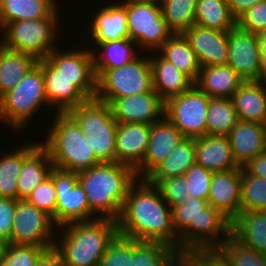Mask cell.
Returning <instances> with one entry per match:
<instances>
[{"label": "cell", "instance_id": "obj_1", "mask_svg": "<svg viewBox=\"0 0 266 266\" xmlns=\"http://www.w3.org/2000/svg\"><path fill=\"white\" fill-rule=\"evenodd\" d=\"M116 222L118 237L127 256L175 257L179 260V237L173 228L172 209L157 186L145 178H138L130 185Z\"/></svg>", "mask_w": 266, "mask_h": 266}, {"label": "cell", "instance_id": "obj_2", "mask_svg": "<svg viewBox=\"0 0 266 266\" xmlns=\"http://www.w3.org/2000/svg\"><path fill=\"white\" fill-rule=\"evenodd\" d=\"M60 228L62 232L54 247L63 266H119L128 257L114 220L97 218Z\"/></svg>", "mask_w": 266, "mask_h": 266}, {"label": "cell", "instance_id": "obj_3", "mask_svg": "<svg viewBox=\"0 0 266 266\" xmlns=\"http://www.w3.org/2000/svg\"><path fill=\"white\" fill-rule=\"evenodd\" d=\"M172 224L179 237V260L196 249L219 248L231 235V221L195 197L172 208Z\"/></svg>", "mask_w": 266, "mask_h": 266}, {"label": "cell", "instance_id": "obj_4", "mask_svg": "<svg viewBox=\"0 0 266 266\" xmlns=\"http://www.w3.org/2000/svg\"><path fill=\"white\" fill-rule=\"evenodd\" d=\"M92 214L100 219L117 221L130 185L137 179L135 171L117 162L99 163L77 172Z\"/></svg>", "mask_w": 266, "mask_h": 266}, {"label": "cell", "instance_id": "obj_5", "mask_svg": "<svg viewBox=\"0 0 266 266\" xmlns=\"http://www.w3.org/2000/svg\"><path fill=\"white\" fill-rule=\"evenodd\" d=\"M41 144L48 150L54 167L79 172L100 162L90 150L88 137L67 113H57Z\"/></svg>", "mask_w": 266, "mask_h": 266}, {"label": "cell", "instance_id": "obj_6", "mask_svg": "<svg viewBox=\"0 0 266 266\" xmlns=\"http://www.w3.org/2000/svg\"><path fill=\"white\" fill-rule=\"evenodd\" d=\"M88 137L90 150L100 163L116 162L118 123L109 104L90 99L66 112Z\"/></svg>", "mask_w": 266, "mask_h": 266}, {"label": "cell", "instance_id": "obj_7", "mask_svg": "<svg viewBox=\"0 0 266 266\" xmlns=\"http://www.w3.org/2000/svg\"><path fill=\"white\" fill-rule=\"evenodd\" d=\"M94 72L95 99L109 105L116 98L139 95L154 89L150 58L146 56H138L121 67Z\"/></svg>", "mask_w": 266, "mask_h": 266}, {"label": "cell", "instance_id": "obj_8", "mask_svg": "<svg viewBox=\"0 0 266 266\" xmlns=\"http://www.w3.org/2000/svg\"><path fill=\"white\" fill-rule=\"evenodd\" d=\"M44 103L48 105L43 70L36 64L0 98V121L2 119L12 129L19 131L25 128Z\"/></svg>", "mask_w": 266, "mask_h": 266}, {"label": "cell", "instance_id": "obj_9", "mask_svg": "<svg viewBox=\"0 0 266 266\" xmlns=\"http://www.w3.org/2000/svg\"><path fill=\"white\" fill-rule=\"evenodd\" d=\"M58 11L59 8H56L48 17L40 19L8 23L2 29V45L13 51L31 54L38 60L46 58L55 49Z\"/></svg>", "mask_w": 266, "mask_h": 266}, {"label": "cell", "instance_id": "obj_10", "mask_svg": "<svg viewBox=\"0 0 266 266\" xmlns=\"http://www.w3.org/2000/svg\"><path fill=\"white\" fill-rule=\"evenodd\" d=\"M129 39L139 48L158 51L174 34L163 18L160 2L126 0Z\"/></svg>", "mask_w": 266, "mask_h": 266}, {"label": "cell", "instance_id": "obj_11", "mask_svg": "<svg viewBox=\"0 0 266 266\" xmlns=\"http://www.w3.org/2000/svg\"><path fill=\"white\" fill-rule=\"evenodd\" d=\"M209 102L210 97L193 84L165 103V116L185 138H200L207 135Z\"/></svg>", "mask_w": 266, "mask_h": 266}, {"label": "cell", "instance_id": "obj_12", "mask_svg": "<svg viewBox=\"0 0 266 266\" xmlns=\"http://www.w3.org/2000/svg\"><path fill=\"white\" fill-rule=\"evenodd\" d=\"M50 175L56 190L55 225L57 228L98 218L90 211L85 191L78 182L77 172L53 167Z\"/></svg>", "mask_w": 266, "mask_h": 266}, {"label": "cell", "instance_id": "obj_13", "mask_svg": "<svg viewBox=\"0 0 266 266\" xmlns=\"http://www.w3.org/2000/svg\"><path fill=\"white\" fill-rule=\"evenodd\" d=\"M43 70L48 105L56 106L57 113H66L96 95V80H71L59 74L46 58L37 63Z\"/></svg>", "mask_w": 266, "mask_h": 266}, {"label": "cell", "instance_id": "obj_14", "mask_svg": "<svg viewBox=\"0 0 266 266\" xmlns=\"http://www.w3.org/2000/svg\"><path fill=\"white\" fill-rule=\"evenodd\" d=\"M53 219L26 199H18L14 213L10 244L49 248L56 240ZM55 238V239H54Z\"/></svg>", "mask_w": 266, "mask_h": 266}, {"label": "cell", "instance_id": "obj_15", "mask_svg": "<svg viewBox=\"0 0 266 266\" xmlns=\"http://www.w3.org/2000/svg\"><path fill=\"white\" fill-rule=\"evenodd\" d=\"M227 64L244 81L266 80L260 67V51L256 34L237 25L228 31Z\"/></svg>", "mask_w": 266, "mask_h": 266}, {"label": "cell", "instance_id": "obj_16", "mask_svg": "<svg viewBox=\"0 0 266 266\" xmlns=\"http://www.w3.org/2000/svg\"><path fill=\"white\" fill-rule=\"evenodd\" d=\"M110 107L118 124L152 125L165 116V102L154 89L139 95L116 98Z\"/></svg>", "mask_w": 266, "mask_h": 266}, {"label": "cell", "instance_id": "obj_17", "mask_svg": "<svg viewBox=\"0 0 266 266\" xmlns=\"http://www.w3.org/2000/svg\"><path fill=\"white\" fill-rule=\"evenodd\" d=\"M201 67L225 65L228 61V32L194 24L182 33Z\"/></svg>", "mask_w": 266, "mask_h": 266}, {"label": "cell", "instance_id": "obj_18", "mask_svg": "<svg viewBox=\"0 0 266 266\" xmlns=\"http://www.w3.org/2000/svg\"><path fill=\"white\" fill-rule=\"evenodd\" d=\"M183 139L184 135L166 116L152 124L146 154L142 164L135 170L137 179L145 178Z\"/></svg>", "mask_w": 266, "mask_h": 266}, {"label": "cell", "instance_id": "obj_19", "mask_svg": "<svg viewBox=\"0 0 266 266\" xmlns=\"http://www.w3.org/2000/svg\"><path fill=\"white\" fill-rule=\"evenodd\" d=\"M207 201L232 221L241 212V167L213 172Z\"/></svg>", "mask_w": 266, "mask_h": 266}, {"label": "cell", "instance_id": "obj_20", "mask_svg": "<svg viewBox=\"0 0 266 266\" xmlns=\"http://www.w3.org/2000/svg\"><path fill=\"white\" fill-rule=\"evenodd\" d=\"M151 125L141 123L118 124L116 134V162L134 171L142 164L146 154Z\"/></svg>", "mask_w": 266, "mask_h": 266}, {"label": "cell", "instance_id": "obj_21", "mask_svg": "<svg viewBox=\"0 0 266 266\" xmlns=\"http://www.w3.org/2000/svg\"><path fill=\"white\" fill-rule=\"evenodd\" d=\"M227 137L234 159L241 168L256 155L266 151V130L263 124L239 120Z\"/></svg>", "mask_w": 266, "mask_h": 266}, {"label": "cell", "instance_id": "obj_22", "mask_svg": "<svg viewBox=\"0 0 266 266\" xmlns=\"http://www.w3.org/2000/svg\"><path fill=\"white\" fill-rule=\"evenodd\" d=\"M196 164L211 172L240 168L233 156L227 135H205L195 138Z\"/></svg>", "mask_w": 266, "mask_h": 266}, {"label": "cell", "instance_id": "obj_23", "mask_svg": "<svg viewBox=\"0 0 266 266\" xmlns=\"http://www.w3.org/2000/svg\"><path fill=\"white\" fill-rule=\"evenodd\" d=\"M90 23L91 38L96 45L103 42L129 39L126 1L105 5L93 16Z\"/></svg>", "mask_w": 266, "mask_h": 266}, {"label": "cell", "instance_id": "obj_24", "mask_svg": "<svg viewBox=\"0 0 266 266\" xmlns=\"http://www.w3.org/2000/svg\"><path fill=\"white\" fill-rule=\"evenodd\" d=\"M230 99L240 121L266 125V80L243 82Z\"/></svg>", "mask_w": 266, "mask_h": 266}, {"label": "cell", "instance_id": "obj_25", "mask_svg": "<svg viewBox=\"0 0 266 266\" xmlns=\"http://www.w3.org/2000/svg\"><path fill=\"white\" fill-rule=\"evenodd\" d=\"M153 88L166 103L187 91L194 83L162 55L151 57Z\"/></svg>", "mask_w": 266, "mask_h": 266}, {"label": "cell", "instance_id": "obj_26", "mask_svg": "<svg viewBox=\"0 0 266 266\" xmlns=\"http://www.w3.org/2000/svg\"><path fill=\"white\" fill-rule=\"evenodd\" d=\"M54 165L48 150L40 143L24 160L18 176V199H26L46 180Z\"/></svg>", "mask_w": 266, "mask_h": 266}, {"label": "cell", "instance_id": "obj_27", "mask_svg": "<svg viewBox=\"0 0 266 266\" xmlns=\"http://www.w3.org/2000/svg\"><path fill=\"white\" fill-rule=\"evenodd\" d=\"M244 81L228 65L204 66L194 83L210 98H231Z\"/></svg>", "mask_w": 266, "mask_h": 266}, {"label": "cell", "instance_id": "obj_28", "mask_svg": "<svg viewBox=\"0 0 266 266\" xmlns=\"http://www.w3.org/2000/svg\"><path fill=\"white\" fill-rule=\"evenodd\" d=\"M231 235L242 245L266 254V211H241L231 221Z\"/></svg>", "mask_w": 266, "mask_h": 266}, {"label": "cell", "instance_id": "obj_29", "mask_svg": "<svg viewBox=\"0 0 266 266\" xmlns=\"http://www.w3.org/2000/svg\"><path fill=\"white\" fill-rule=\"evenodd\" d=\"M62 52L54 49L46 57L59 74L71 80H96L92 49Z\"/></svg>", "mask_w": 266, "mask_h": 266}, {"label": "cell", "instance_id": "obj_30", "mask_svg": "<svg viewBox=\"0 0 266 266\" xmlns=\"http://www.w3.org/2000/svg\"><path fill=\"white\" fill-rule=\"evenodd\" d=\"M195 164V139L185 138L145 179L151 184L156 185L160 180L166 178L184 176L187 170Z\"/></svg>", "mask_w": 266, "mask_h": 266}, {"label": "cell", "instance_id": "obj_31", "mask_svg": "<svg viewBox=\"0 0 266 266\" xmlns=\"http://www.w3.org/2000/svg\"><path fill=\"white\" fill-rule=\"evenodd\" d=\"M38 63V59L28 53L0 48V98Z\"/></svg>", "mask_w": 266, "mask_h": 266}, {"label": "cell", "instance_id": "obj_32", "mask_svg": "<svg viewBox=\"0 0 266 266\" xmlns=\"http://www.w3.org/2000/svg\"><path fill=\"white\" fill-rule=\"evenodd\" d=\"M56 0H0V29L8 23L48 17L56 8Z\"/></svg>", "mask_w": 266, "mask_h": 266}, {"label": "cell", "instance_id": "obj_33", "mask_svg": "<svg viewBox=\"0 0 266 266\" xmlns=\"http://www.w3.org/2000/svg\"><path fill=\"white\" fill-rule=\"evenodd\" d=\"M160 51V52H159ZM166 60L170 61L193 83L196 82L200 64L195 52L182 33H174L158 50Z\"/></svg>", "mask_w": 266, "mask_h": 266}, {"label": "cell", "instance_id": "obj_34", "mask_svg": "<svg viewBox=\"0 0 266 266\" xmlns=\"http://www.w3.org/2000/svg\"><path fill=\"white\" fill-rule=\"evenodd\" d=\"M32 143L22 145L0 158V198L18 200L17 182L23 160L39 145Z\"/></svg>", "mask_w": 266, "mask_h": 266}, {"label": "cell", "instance_id": "obj_35", "mask_svg": "<svg viewBox=\"0 0 266 266\" xmlns=\"http://www.w3.org/2000/svg\"><path fill=\"white\" fill-rule=\"evenodd\" d=\"M95 46H99L100 54L92 50L94 70L121 67L135 59L138 54L135 51L136 43L130 39L113 40Z\"/></svg>", "mask_w": 266, "mask_h": 266}, {"label": "cell", "instance_id": "obj_36", "mask_svg": "<svg viewBox=\"0 0 266 266\" xmlns=\"http://www.w3.org/2000/svg\"><path fill=\"white\" fill-rule=\"evenodd\" d=\"M195 24L228 32L237 25V20L231 15L227 0H198Z\"/></svg>", "mask_w": 266, "mask_h": 266}, {"label": "cell", "instance_id": "obj_37", "mask_svg": "<svg viewBox=\"0 0 266 266\" xmlns=\"http://www.w3.org/2000/svg\"><path fill=\"white\" fill-rule=\"evenodd\" d=\"M238 121L230 98H210L206 117L207 134L227 135Z\"/></svg>", "mask_w": 266, "mask_h": 266}, {"label": "cell", "instance_id": "obj_38", "mask_svg": "<svg viewBox=\"0 0 266 266\" xmlns=\"http://www.w3.org/2000/svg\"><path fill=\"white\" fill-rule=\"evenodd\" d=\"M198 0H160L162 15L173 33H183L195 24Z\"/></svg>", "mask_w": 266, "mask_h": 266}, {"label": "cell", "instance_id": "obj_39", "mask_svg": "<svg viewBox=\"0 0 266 266\" xmlns=\"http://www.w3.org/2000/svg\"><path fill=\"white\" fill-rule=\"evenodd\" d=\"M241 211H266V180L241 168Z\"/></svg>", "mask_w": 266, "mask_h": 266}, {"label": "cell", "instance_id": "obj_40", "mask_svg": "<svg viewBox=\"0 0 266 266\" xmlns=\"http://www.w3.org/2000/svg\"><path fill=\"white\" fill-rule=\"evenodd\" d=\"M232 266H266V254L238 242L232 235L219 247Z\"/></svg>", "mask_w": 266, "mask_h": 266}, {"label": "cell", "instance_id": "obj_41", "mask_svg": "<svg viewBox=\"0 0 266 266\" xmlns=\"http://www.w3.org/2000/svg\"><path fill=\"white\" fill-rule=\"evenodd\" d=\"M44 247L6 244L0 266H35Z\"/></svg>", "mask_w": 266, "mask_h": 266}, {"label": "cell", "instance_id": "obj_42", "mask_svg": "<svg viewBox=\"0 0 266 266\" xmlns=\"http://www.w3.org/2000/svg\"><path fill=\"white\" fill-rule=\"evenodd\" d=\"M26 200L49 215L55 224L56 190L51 175L39 184Z\"/></svg>", "mask_w": 266, "mask_h": 266}, {"label": "cell", "instance_id": "obj_43", "mask_svg": "<svg viewBox=\"0 0 266 266\" xmlns=\"http://www.w3.org/2000/svg\"><path fill=\"white\" fill-rule=\"evenodd\" d=\"M180 266H232L219 248L196 249L180 259Z\"/></svg>", "mask_w": 266, "mask_h": 266}, {"label": "cell", "instance_id": "obj_44", "mask_svg": "<svg viewBox=\"0 0 266 266\" xmlns=\"http://www.w3.org/2000/svg\"><path fill=\"white\" fill-rule=\"evenodd\" d=\"M187 180L189 197L207 200L212 182L213 172L200 165L191 166L184 174Z\"/></svg>", "mask_w": 266, "mask_h": 266}, {"label": "cell", "instance_id": "obj_45", "mask_svg": "<svg viewBox=\"0 0 266 266\" xmlns=\"http://www.w3.org/2000/svg\"><path fill=\"white\" fill-rule=\"evenodd\" d=\"M163 199L172 208L183 204L189 197L185 176L171 177L160 180L156 184Z\"/></svg>", "mask_w": 266, "mask_h": 266}, {"label": "cell", "instance_id": "obj_46", "mask_svg": "<svg viewBox=\"0 0 266 266\" xmlns=\"http://www.w3.org/2000/svg\"><path fill=\"white\" fill-rule=\"evenodd\" d=\"M237 26L254 34L266 30V0L258 2L237 19Z\"/></svg>", "mask_w": 266, "mask_h": 266}, {"label": "cell", "instance_id": "obj_47", "mask_svg": "<svg viewBox=\"0 0 266 266\" xmlns=\"http://www.w3.org/2000/svg\"><path fill=\"white\" fill-rule=\"evenodd\" d=\"M16 202L11 198H0V240L5 244H10Z\"/></svg>", "mask_w": 266, "mask_h": 266}, {"label": "cell", "instance_id": "obj_48", "mask_svg": "<svg viewBox=\"0 0 266 266\" xmlns=\"http://www.w3.org/2000/svg\"><path fill=\"white\" fill-rule=\"evenodd\" d=\"M119 266H180L175 257L128 256Z\"/></svg>", "mask_w": 266, "mask_h": 266}, {"label": "cell", "instance_id": "obj_49", "mask_svg": "<svg viewBox=\"0 0 266 266\" xmlns=\"http://www.w3.org/2000/svg\"><path fill=\"white\" fill-rule=\"evenodd\" d=\"M242 170L248 175L266 180V151L252 158L242 167Z\"/></svg>", "mask_w": 266, "mask_h": 266}, {"label": "cell", "instance_id": "obj_50", "mask_svg": "<svg viewBox=\"0 0 266 266\" xmlns=\"http://www.w3.org/2000/svg\"><path fill=\"white\" fill-rule=\"evenodd\" d=\"M35 266H63L60 253L54 246L44 249L40 253Z\"/></svg>", "mask_w": 266, "mask_h": 266}, {"label": "cell", "instance_id": "obj_51", "mask_svg": "<svg viewBox=\"0 0 266 266\" xmlns=\"http://www.w3.org/2000/svg\"><path fill=\"white\" fill-rule=\"evenodd\" d=\"M265 0H227L231 15L237 20L244 12L258 2Z\"/></svg>", "mask_w": 266, "mask_h": 266}, {"label": "cell", "instance_id": "obj_52", "mask_svg": "<svg viewBox=\"0 0 266 266\" xmlns=\"http://www.w3.org/2000/svg\"><path fill=\"white\" fill-rule=\"evenodd\" d=\"M259 51H260V67L262 70V75L266 78V30L256 34Z\"/></svg>", "mask_w": 266, "mask_h": 266}, {"label": "cell", "instance_id": "obj_53", "mask_svg": "<svg viewBox=\"0 0 266 266\" xmlns=\"http://www.w3.org/2000/svg\"><path fill=\"white\" fill-rule=\"evenodd\" d=\"M5 246H6V244L0 240V260L2 258V255H3V251L5 249Z\"/></svg>", "mask_w": 266, "mask_h": 266}, {"label": "cell", "instance_id": "obj_54", "mask_svg": "<svg viewBox=\"0 0 266 266\" xmlns=\"http://www.w3.org/2000/svg\"><path fill=\"white\" fill-rule=\"evenodd\" d=\"M143 1H154V2H160V0H143Z\"/></svg>", "mask_w": 266, "mask_h": 266}, {"label": "cell", "instance_id": "obj_55", "mask_svg": "<svg viewBox=\"0 0 266 266\" xmlns=\"http://www.w3.org/2000/svg\"><path fill=\"white\" fill-rule=\"evenodd\" d=\"M2 47V39H0V48Z\"/></svg>", "mask_w": 266, "mask_h": 266}]
</instances>
